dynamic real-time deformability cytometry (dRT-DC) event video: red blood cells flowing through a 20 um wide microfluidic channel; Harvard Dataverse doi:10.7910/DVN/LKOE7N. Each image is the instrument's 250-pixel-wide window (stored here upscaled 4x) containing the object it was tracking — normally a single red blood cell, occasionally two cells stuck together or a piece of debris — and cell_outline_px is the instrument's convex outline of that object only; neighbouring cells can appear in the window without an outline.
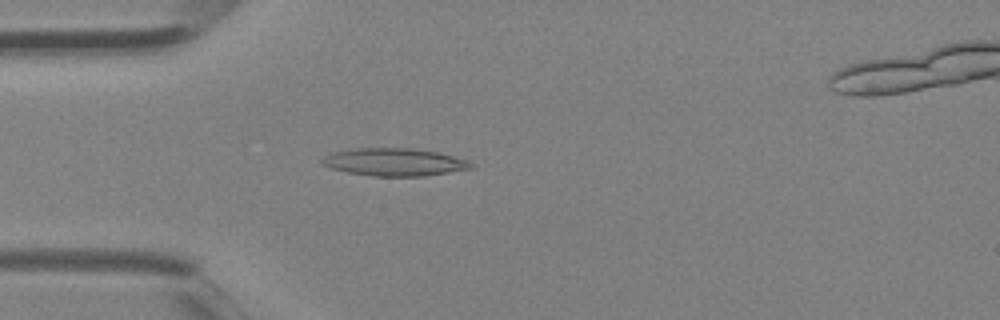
{"species": "Egyptian fruit bat (a non-hibernating species)", "species_latin": "Rousettus aegyptiacus", "temperature_condition": "room temperature", "stored_images_in_passage": 3, "camera_frame_rate_fps": 3000, "um_per_image_px": 0.085, "animal": {"sex": "female"}, "frame": {"image": 1, "passage_image": 3, "time_ms": 0.667, "image_size_px": [1000, 320], "cell_outline_px": [[476, 168], [424, 176], [372, 176], [348, 172], [332, 168], [320, 164], [320, 160], [324, 156], [332, 152], [356, 148], [416, 148], [436, 152], [468, 160], [476, 164]], "centroid_in_image_um": [33.55, 13.77], "position_along_channel_um": 51.5, "area_um2": 24.22}}